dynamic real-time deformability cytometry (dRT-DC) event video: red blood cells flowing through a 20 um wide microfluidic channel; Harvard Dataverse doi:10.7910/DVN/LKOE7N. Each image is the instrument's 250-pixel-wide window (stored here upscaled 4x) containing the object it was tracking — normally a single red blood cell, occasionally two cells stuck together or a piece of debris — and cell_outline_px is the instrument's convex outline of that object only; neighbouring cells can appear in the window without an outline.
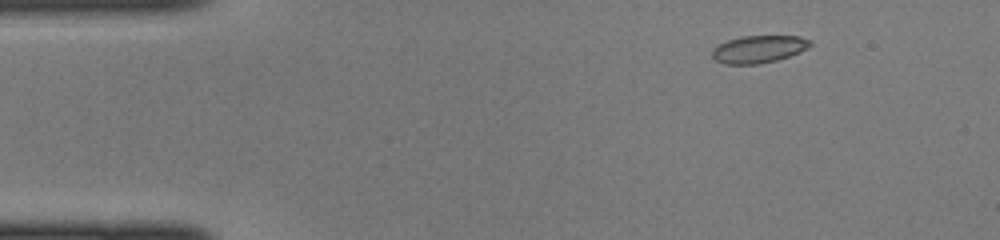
{"species": "common noctule bat (a hibernating species)", "species_latin": "Nyctalus noctula", "temperature_condition": "cold", "stored_images_in_passage": 40, "camera_frame_rate_fps": 3000, "um_per_image_px": 0.085, "animal": {"sex": "female", "body_mass_g": 22.0, "forearm_length_mm": 56.7}, "frame": {"image": 1, "passage_image": 1, "time_ms": 0.0, "image_size_px": [1000, 240], "cell_outline_px": [[812, 44], [800, 52], [776, 60], [756, 64], [724, 64], [716, 60], [712, 56], [712, 48], [728, 40], [740, 36], [800, 36], [812, 40]], "centroid_in_image_um": [64.49, 4.17], "position_along_channel_um": 20.5, "area_um2": 15.61}}
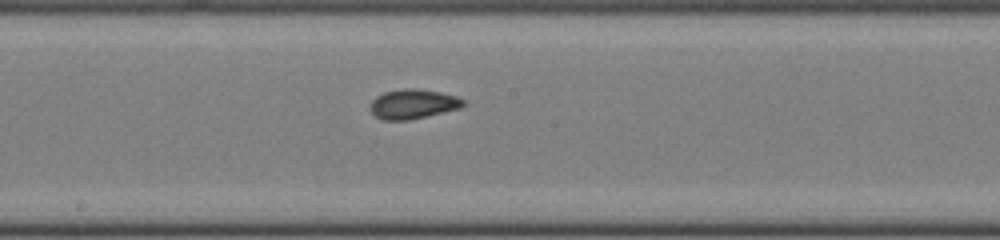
{"frame": {"image": 2, "passage_image": 19, "time_ms": 6.0, "image_size_px": [1000, 240], "cell_outline_px": [[464, 104], [460, 108], [408, 120], [384, 120], [376, 116], [368, 108], [372, 100], [376, 96], [384, 92], [404, 88], [412, 88], [440, 92], [456, 96], [464, 100]], "centroid_in_image_um": [35.07, 8.83], "position_along_channel_um": 213.1, "area_um2": 15.9}}
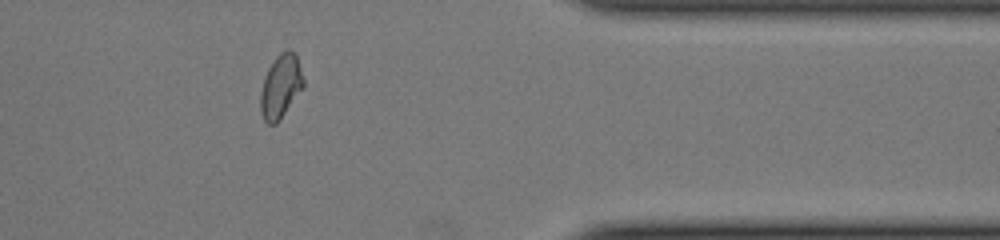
{"frame": {"image": 3, "passage_image": 32, "time_ms": 10.333, "image_size_px": [1000, 240], "cell_outline_px": [[304, 84], [276, 124], [268, 124], [264, 120], [260, 108], [260, 92], [264, 76], [272, 60], [280, 52], [288, 48], [296, 52], [304, 80]], "centroid_in_image_um": [23.84, 7.27], "position_along_channel_um": 387.6, "area_um2": 15.84}}